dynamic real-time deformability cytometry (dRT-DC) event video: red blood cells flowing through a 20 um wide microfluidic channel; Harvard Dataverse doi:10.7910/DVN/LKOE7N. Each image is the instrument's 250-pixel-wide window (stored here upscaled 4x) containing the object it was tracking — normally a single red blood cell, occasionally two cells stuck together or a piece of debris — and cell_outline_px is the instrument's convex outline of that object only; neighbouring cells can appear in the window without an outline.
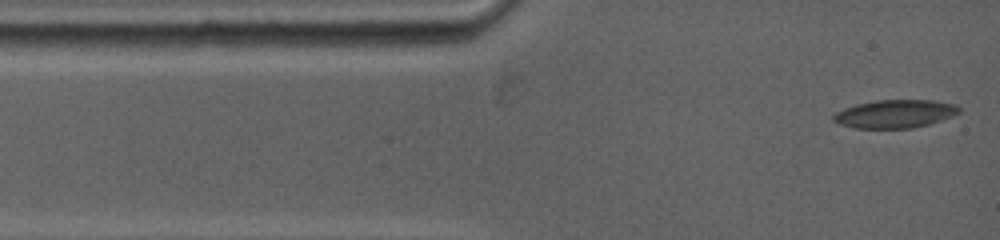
{"species": "common noctule bat (a hibernating species)", "species_latin": "Nyctalus noctula", "temperature_condition": "warm", "stored_images_in_passage": 6, "camera_frame_rate_fps": 5000, "um_per_image_px": 0.085, "animal": {"sex": "female", "body_mass_g": 19.0, "forearm_length_mm": 53.3}, "frame": {"image": 1, "passage_image": 1, "time_ms": 0.0, "image_size_px": [1000, 240], "cell_outline_px": [[960, 112], [952, 116], [928, 124], [912, 128], [856, 128], [840, 124], [832, 120], [832, 116], [836, 112], [844, 108], [856, 104], [876, 100], [936, 100], [956, 104], [960, 108]], "centroid_in_image_um": [76.07, 9.67], "position_along_channel_um": 8.9, "area_um2": 20.63}}
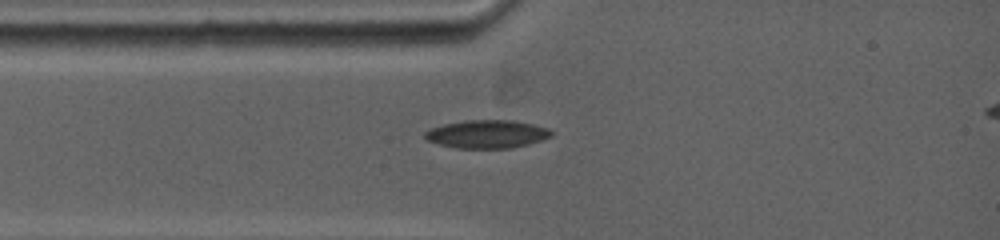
{"frame": {"image": 2, "passage_image": 5, "time_ms": 2.0, "image_size_px": [1000, 240], "cell_outline_px": [[556, 132], [552, 136], [528, 144], [512, 148], [456, 148], [440, 144], [428, 140], [424, 136], [424, 132], [432, 128], [444, 124], [464, 120], [512, 120], [532, 124], [548, 128]], "centroid_in_image_um": [41.43, 11.39], "position_along_channel_um": 43.6, "area_um2": 20.69}}